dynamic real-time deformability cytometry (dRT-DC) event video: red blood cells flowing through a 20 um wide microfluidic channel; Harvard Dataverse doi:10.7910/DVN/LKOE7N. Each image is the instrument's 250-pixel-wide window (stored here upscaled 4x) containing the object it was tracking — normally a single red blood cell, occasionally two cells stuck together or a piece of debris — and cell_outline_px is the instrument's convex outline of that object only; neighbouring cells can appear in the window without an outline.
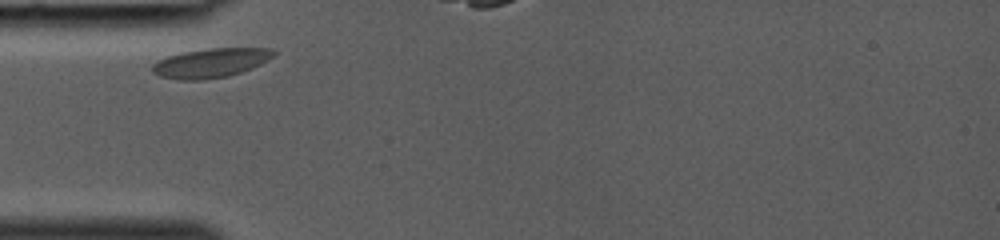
{"species": "common noctule bat (a hibernating species)", "species_latin": "Nyctalus noctula", "temperature_condition": "room temperature", "stored_images_in_passage": 9, "camera_frame_rate_fps": 3000, "um_per_image_px": 0.085, "animal": {"sex": "female", "body_mass_g": 19.0, "forearm_length_mm": 53.3}, "frame": {"image": 1, "passage_image": 1, "time_ms": 0.0, "image_size_px": [1000, 240], "cell_outline_px": [[276, 52], [268, 60], [252, 68], [228, 76], [204, 80], [180, 80], [160, 76], [152, 72], [152, 64], [156, 60], [168, 56], [184, 52], [208, 48], [272, 48]], "centroid_in_image_um": [17.89, 5.35], "position_along_channel_um": 67.1, "area_um2": 20.69}}
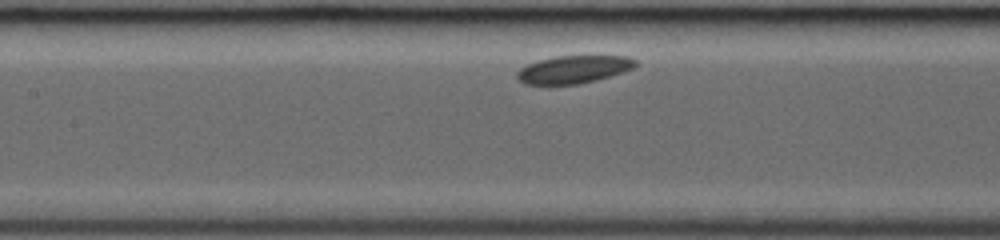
{"frame": {"image": 2, "passage_image": 7, "time_ms": 2.0, "image_size_px": [1000, 240], "cell_outline_px": [[636, 64], [632, 68], [596, 80], [576, 84], [524, 84], [516, 80], [516, 72], [520, 68], [528, 64], [540, 60], [556, 56], [628, 56], [636, 60]], "centroid_in_image_um": [48.69, 5.9], "position_along_channel_um": 158.7, "area_um2": 18.9}}